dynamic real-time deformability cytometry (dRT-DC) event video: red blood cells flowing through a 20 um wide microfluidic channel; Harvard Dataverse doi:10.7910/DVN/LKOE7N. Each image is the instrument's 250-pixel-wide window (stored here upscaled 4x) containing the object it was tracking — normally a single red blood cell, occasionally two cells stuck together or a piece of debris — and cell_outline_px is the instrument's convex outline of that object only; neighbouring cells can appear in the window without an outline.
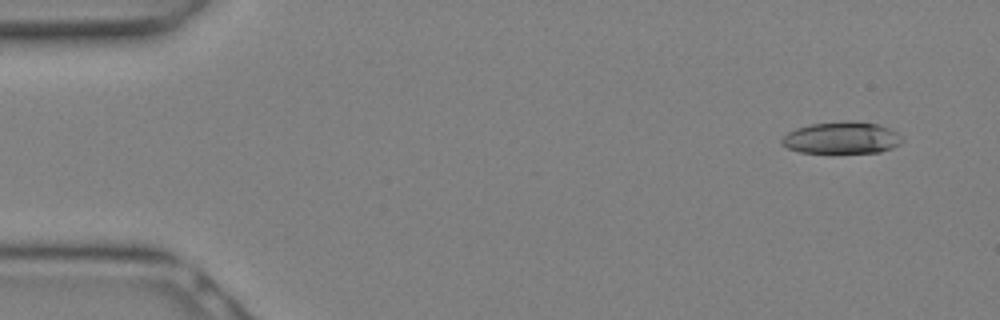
{"species": "Egyptian fruit bat (a non-hibernating species)", "species_latin": "Rousettus aegyptiacus", "temperature_condition": "warm", "stored_images_in_passage": 6, "camera_frame_rate_fps": 3000, "um_per_image_px": 0.085, "animal": {"sex": "female"}, "frame": {"image": 1, "passage_image": 2, "time_ms": 0.333, "image_size_px": [1000, 320], "cell_outline_px": [[904, 140], [900, 144], [892, 148], [880, 152], [800, 152], [788, 148], [780, 144], [780, 140], [788, 132], [796, 128], [812, 124], [844, 120], [848, 120], [876, 124], [888, 128], [896, 132]], "centroid_in_image_um": [71.53, 11.71], "position_along_channel_um": 13.5, "area_um2": 22.25}}